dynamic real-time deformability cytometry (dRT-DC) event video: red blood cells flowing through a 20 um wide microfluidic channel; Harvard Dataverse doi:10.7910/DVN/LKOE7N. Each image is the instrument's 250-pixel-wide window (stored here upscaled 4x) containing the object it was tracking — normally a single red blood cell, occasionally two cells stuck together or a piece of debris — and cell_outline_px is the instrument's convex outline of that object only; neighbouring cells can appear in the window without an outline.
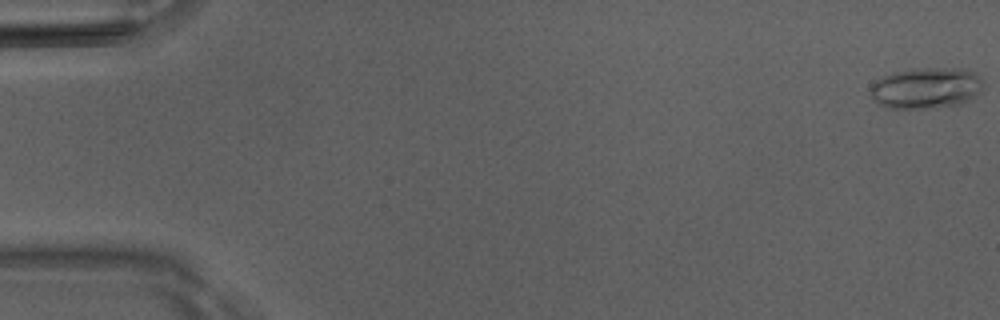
{"species": "Egyptian fruit bat (a non-hibernating species)", "species_latin": "Rousettus aegyptiacus", "temperature_condition": "room temperature", "stored_images_in_passage": 51, "camera_frame_rate_fps": 3000, "um_per_image_px": 0.085, "animal": {"sex": "male"}, "frame": {"image": 1, "passage_image": 1, "time_ms": 0.0, "image_size_px": [1000, 320], "cell_outline_px": [[980, 92], [976, 96], [960, 104], [928, 108], [888, 108], [880, 104], [872, 96], [868, 88], [876, 80], [892, 72], [912, 68], [964, 68], [976, 72], [980, 76]], "centroid_in_image_um": [78.71, 7.46], "position_along_channel_um": 6.3, "area_um2": 27.05}}
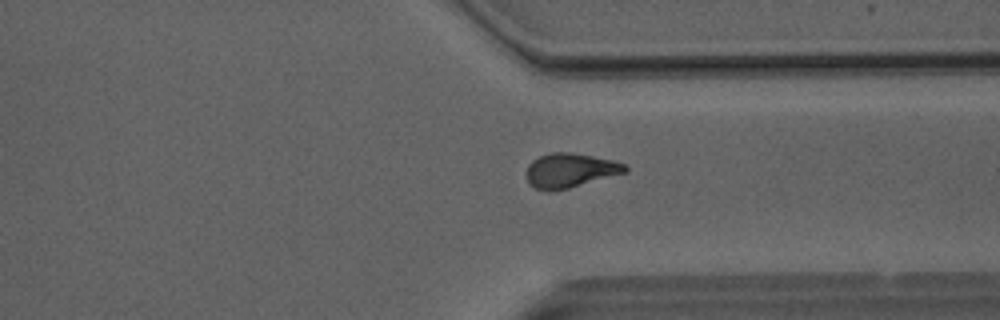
{"frame": {"image": 2, "passage_image": 39, "time_ms": 12.667, "image_size_px": [1000, 320], "cell_outline_px": [[628, 172], [568, 188], [552, 192], [548, 192], [536, 188], [528, 184], [528, 164], [532, 160], [540, 156], [552, 152], [568, 152], [592, 156], [612, 160], [624, 164], [628, 168]], "centroid_in_image_um": [48.45, 14.49], "position_along_channel_um": 362.9, "area_um2": 19.65}}
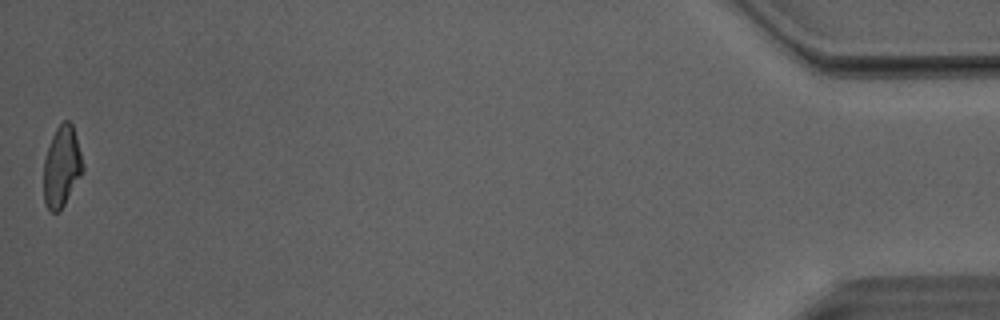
{"frame": {"image": 3, "passage_image": 51, "time_ms": 16.667, "image_size_px": [1000, 320], "cell_outline_px": [[84, 172], [60, 212], [52, 212], [48, 208], [44, 200], [44, 160], [52, 136], [56, 128], [64, 120], [68, 120], [72, 124], [84, 164]], "centroid_in_image_um": [5.27, 14.18], "position_along_channel_um": 429.9, "area_um2": 18.5}, "authors_computed_cell_mechanics": {"area_um2": 19.5364, "velocity_mm_per_s": 4.0957, "shape_relaxation_time_tau1_ms": null, "shape_relaxation_time_tau2_ms": 3.6855, "deformation_change_tau1": null, "deformation_change_tau2": 0.1181}}